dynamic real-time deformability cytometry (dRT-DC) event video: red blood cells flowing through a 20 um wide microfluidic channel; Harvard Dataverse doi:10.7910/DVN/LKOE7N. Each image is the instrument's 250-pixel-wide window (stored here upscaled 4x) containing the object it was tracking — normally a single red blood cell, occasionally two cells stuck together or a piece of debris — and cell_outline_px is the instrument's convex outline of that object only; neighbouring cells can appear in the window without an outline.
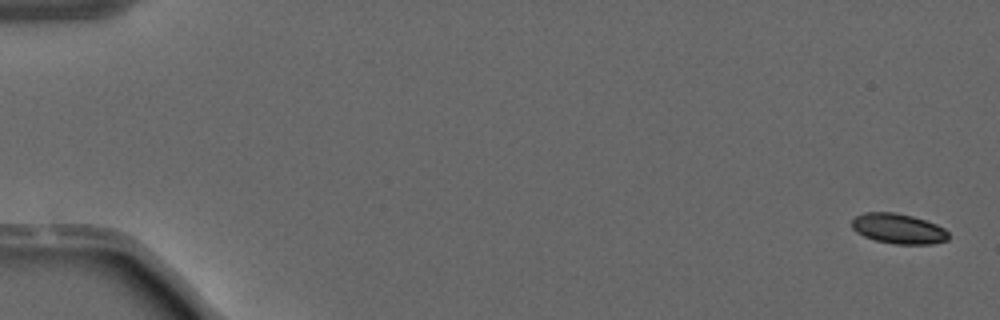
{"species": "common noctule bat (a hibernating species)", "species_latin": "Nyctalus noctula", "temperature_condition": "warm", "stored_images_in_passage": 51, "camera_frame_rate_fps": 3000, "um_per_image_px": 0.085, "animal": {"sex": "male", "forearm_length_mm": 52.5}, "frame": {"image": 1, "passage_image": 1, "time_ms": 0.0, "image_size_px": [1000, 320], "cell_outline_px": [[948, 240], [932, 244], [892, 244], [876, 240], [864, 236], [856, 232], [852, 228], [852, 220], [856, 216], [864, 212], [896, 212], [912, 216], [936, 224], [944, 228], [948, 232]], "centroid_in_image_um": [76.36, 19.43], "position_along_channel_um": 8.6, "area_um2": 16.99}}
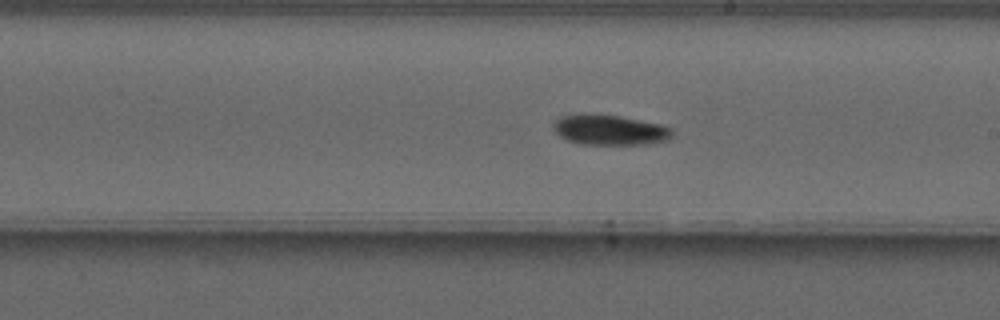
{"frame": {"image": 2, "passage_image": 30, "time_ms": 9.667, "image_size_px": [1000, 320], "cell_outline_px": [[672, 136], [668, 140], [652, 144], [580, 144], [568, 140], [560, 136], [552, 128], [552, 124], [560, 116], [580, 112], [588, 112], [620, 116], [660, 124], [672, 128]], "centroid_in_image_um": [51.79, 11.02], "position_along_channel_um": 237.2, "area_um2": 21.39}}
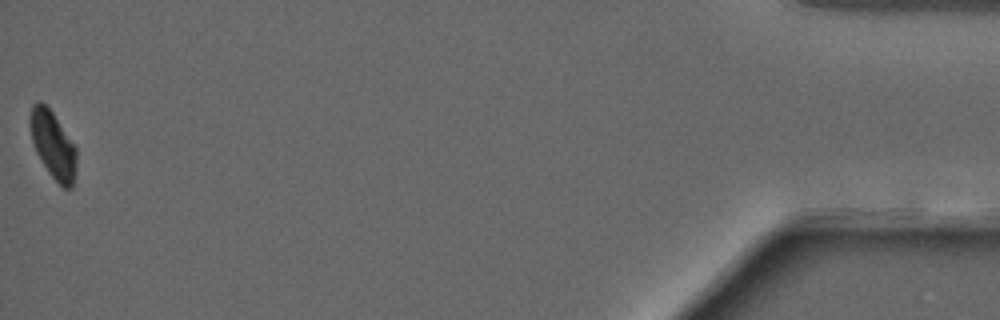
{"frame": {"image": 3, "passage_image": 51, "time_ms": 16.667, "image_size_px": [1000, 320], "cell_outline_px": [[76, 164], [72, 188], [64, 188], [48, 172], [40, 160], [36, 152], [32, 140], [28, 124], [28, 116], [32, 104], [36, 100], [40, 100], [52, 112], [76, 148]], "centroid_in_image_um": [4.45, 12.27], "position_along_channel_um": 430.7, "area_um2": 18.15}, "authors_computed_cell_mechanics": {"area_um2": 19.7098, "velocity_mm_per_s": 4.079, "shape_relaxation_time_tau1_ms": 5.286, "shape_relaxation_time_tau2_ms": 5.6227, "deformation_change_tau1": 0.1656, "deformation_change_tau2": 0.0937}}